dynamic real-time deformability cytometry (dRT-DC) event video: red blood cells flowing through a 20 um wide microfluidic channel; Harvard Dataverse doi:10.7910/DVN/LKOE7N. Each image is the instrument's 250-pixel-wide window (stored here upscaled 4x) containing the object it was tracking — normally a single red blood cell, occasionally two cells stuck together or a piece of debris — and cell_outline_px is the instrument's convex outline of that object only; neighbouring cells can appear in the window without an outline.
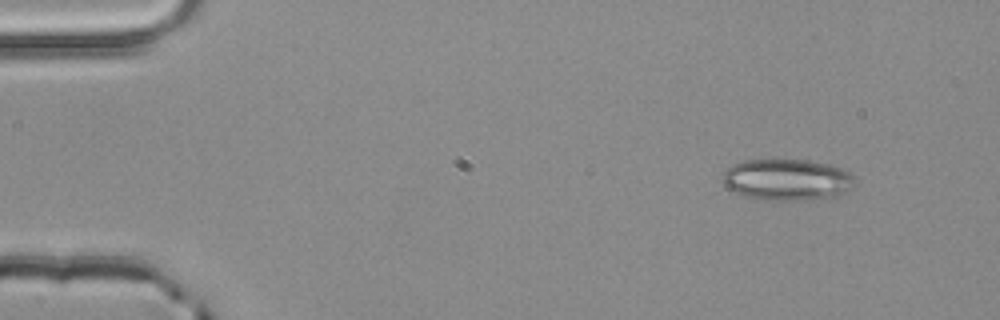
{"species": "common noctule bat (a hibernating species)", "species_latin": "Nyctalus noctula", "temperature_condition": "room temperature", "stored_images_in_passage": 4, "segment_of_instrument_passage": [1, 2], "camera_frame_rate_fps": 3000, "um_per_image_px": 0.085, "animal": {"sex": "male", "body_mass_g": 20.4}, "frame": {"image": 1, "passage_image": 1, "time_ms": 0.0, "image_size_px": [1000, 320], "cell_outline_px": [[852, 180], [848, 188], [840, 196], [800, 200], [756, 200], [744, 196], [728, 188], [724, 184], [724, 172], [732, 164], [744, 160], [808, 160], [828, 164], [840, 168], [848, 172], [852, 176]], "centroid_in_image_um": [66.84, 15.28], "position_along_channel_um": 18.2, "area_um2": 31.56}}